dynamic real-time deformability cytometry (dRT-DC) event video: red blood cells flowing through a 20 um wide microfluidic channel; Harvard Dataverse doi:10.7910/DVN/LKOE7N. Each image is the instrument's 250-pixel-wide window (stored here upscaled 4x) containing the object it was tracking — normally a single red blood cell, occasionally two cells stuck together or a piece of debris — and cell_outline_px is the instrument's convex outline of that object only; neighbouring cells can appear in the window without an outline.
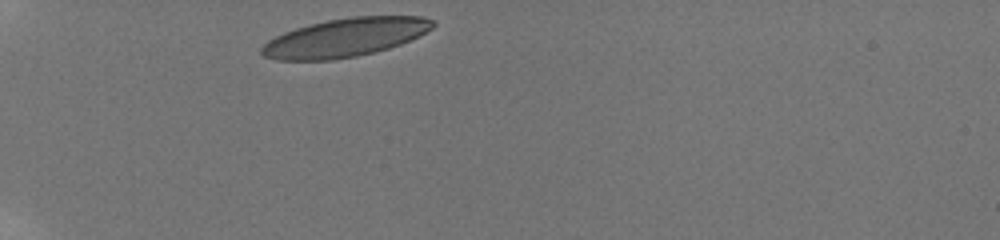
{"species": "human", "species_latin": "Homo sapiens", "temperature_condition": "room temperature", "stored_images_in_passage": 32, "camera_frame_rate_fps": 3000, "um_per_image_px": 0.085, "donor": {"sex": "male"}, "frame": {"image": 1, "passage_image": 1, "time_ms": 0.0, "image_size_px": [1000, 240], "cell_outline_px": [[436, 24], [432, 28], [400, 44], [388, 48], [356, 56], [332, 60], [276, 60], [264, 56], [260, 52], [260, 48], [268, 40], [284, 32], [308, 24], [328, 20], [352, 16], [424, 16], [436, 20]], "centroid_in_image_um": [29.32, 3.18], "position_along_channel_um": 55.7, "area_um2": 38.26}}
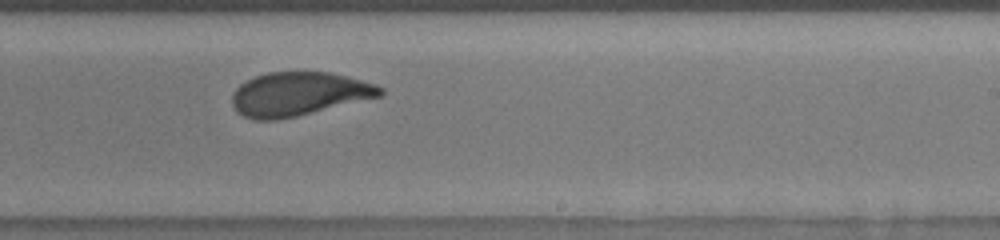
{"frame": {"image": 2, "passage_image": 20, "time_ms": 6.333, "image_size_px": [1000, 240], "cell_outline_px": [[384, 92], [380, 96], [296, 116], [276, 120], [252, 120], [236, 112], [232, 104], [232, 96], [236, 88], [240, 84], [256, 76], [268, 72], [328, 72], [348, 76], [376, 84], [384, 88]], "centroid_in_image_um": [25.37, 7.99], "position_along_channel_um": 263.6, "area_um2": 37.57}}
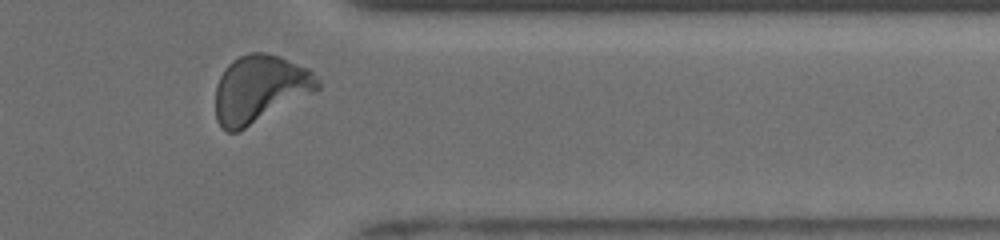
{"frame": {"image": 3, "passage_image": 30, "time_ms": 9.667, "image_size_px": [1000, 240], "cell_outline_px": [[320, 88], [244, 128], [236, 132], [228, 132], [220, 128], [216, 120], [216, 84], [224, 68], [232, 60], [248, 52], [264, 52], [280, 56], [308, 68], [320, 80]], "centroid_in_image_um": [22.05, 7.53], "position_along_channel_um": 389.4, "area_um2": 39.77}, "authors_computed_cell_mechanics": {"area_um2": 38.437, "velocity_mm_per_s": 3.8332, "shape_relaxation_time_tau1_ms": 3.103, "shape_relaxation_time_tau2_ms": null, "deformation_change_tau1": 0.1439, "deformation_change_tau2": null}}